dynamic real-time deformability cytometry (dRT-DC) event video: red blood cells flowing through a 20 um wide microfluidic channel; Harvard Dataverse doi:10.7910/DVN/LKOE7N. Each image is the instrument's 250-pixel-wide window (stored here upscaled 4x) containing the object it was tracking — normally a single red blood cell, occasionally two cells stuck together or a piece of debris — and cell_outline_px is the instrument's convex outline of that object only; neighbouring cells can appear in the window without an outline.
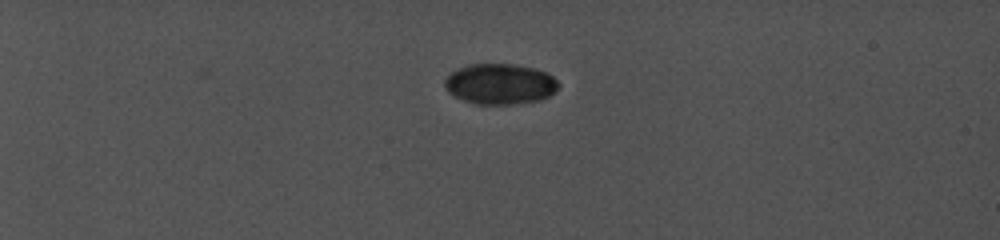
{"species": "common noctule bat (a hibernating species)", "species_latin": "Nyctalus noctula", "temperature_condition": "cold", "stored_images_in_passage": 14, "camera_frame_rate_fps": 5000, "um_per_image_px": 0.085, "animal": {"sex": "female", "body_mass_g": 19.0, "forearm_length_mm": 56.7}, "frame": {"image": 1, "passage_image": 1, "time_ms": 0.0, "image_size_px": [1000, 240], "cell_outline_px": [[560, 84], [548, 96], [540, 100], [512, 104], [476, 104], [464, 100], [448, 92], [444, 88], [444, 80], [452, 72], [468, 64], [516, 64], [548, 72]], "centroid_in_image_um": [42.49, 7.13], "position_along_channel_um": 42.5, "area_um2": 26.76}}
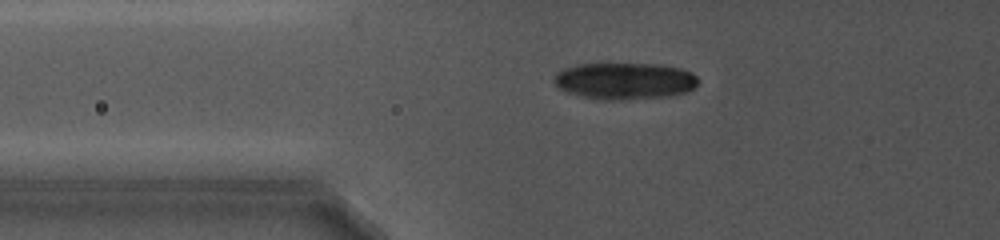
{"frame": {"image": 2, "passage_image": 12, "time_ms": 3.2, "image_size_px": [1000, 240], "cell_outline_px": [[700, 80], [696, 88], [688, 92], [672, 96], [624, 100], [600, 100], [580, 96], [568, 92], [560, 88], [552, 80], [552, 76], [556, 72], [564, 68], [576, 64], [660, 64], [680, 68], [692, 72]], "centroid_in_image_um": [53.13, 6.89], "position_along_channel_um": 72.7, "area_um2": 31.44}}